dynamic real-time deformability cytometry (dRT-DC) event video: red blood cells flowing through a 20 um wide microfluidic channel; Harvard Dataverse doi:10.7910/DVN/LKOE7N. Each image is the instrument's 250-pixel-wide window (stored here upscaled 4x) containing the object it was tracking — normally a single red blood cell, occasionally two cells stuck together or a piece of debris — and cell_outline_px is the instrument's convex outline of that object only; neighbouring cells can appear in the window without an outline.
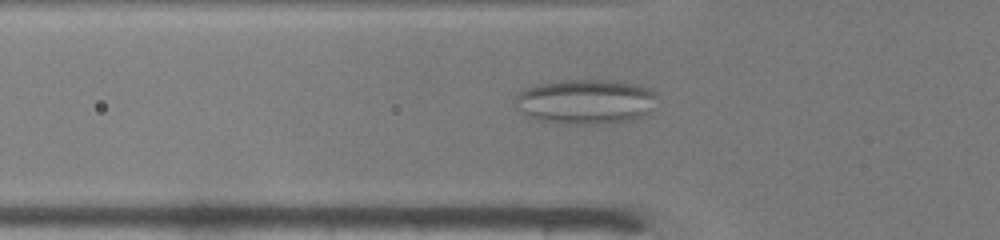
{"species": "common noctule bat (a hibernating species)", "species_latin": "Nyctalus noctula", "temperature_condition": "warm", "stored_images_in_passage": 41, "camera_frame_rate_fps": 3000, "um_per_image_px": 0.085, "animal": {"sex": "male", "body_mass_g": 19.0, "forearm_length_mm": 50.8}, "frame": {"image": 1, "passage_image": 9, "time_ms": 2.667, "image_size_px": [1000, 240], "cell_outline_px": [[656, 96], [648, 112], [632, 120], [592, 124], [568, 124], [536, 120], [516, 108], [512, 100], [516, 92], [536, 84], [560, 80], [620, 80], [636, 84], [648, 88]], "centroid_in_image_um": [49.68, 8.62], "position_along_channel_um": 76.1, "area_um2": 37.22}}
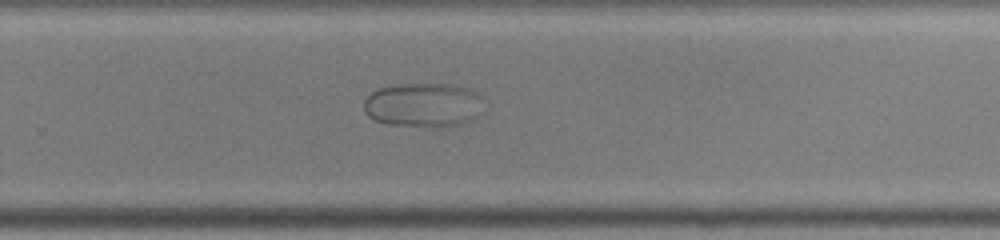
{"frame": {"image": 2, "passage_image": 25, "time_ms": 8.0, "image_size_px": [1000, 240], "cell_outline_px": [[480, 96], [476, 116], [460, 124], [388, 124], [376, 120], [368, 116], [364, 108], [364, 100], [376, 88], [396, 84], [448, 84], [476, 92]], "centroid_in_image_um": [35.86, 8.87], "position_along_channel_um": 293.9, "area_um2": 29.42}}
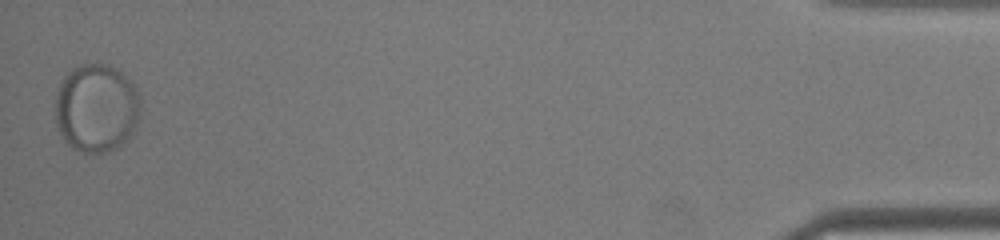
{"frame": {"image": 3, "passage_image": 41, "time_ms": 13.333, "image_size_px": [1000, 240], "cell_outline_px": [[140, 100], [136, 120], [132, 132], [120, 144], [104, 152], [84, 152], [72, 148], [68, 144], [60, 132], [56, 120], [56, 92], [64, 76], [72, 68], [84, 64], [108, 64], [120, 72], [136, 88], [140, 96]], "centroid_in_image_um": [8.16, 9.15], "position_along_channel_um": 427.0, "area_um2": 43.06}}